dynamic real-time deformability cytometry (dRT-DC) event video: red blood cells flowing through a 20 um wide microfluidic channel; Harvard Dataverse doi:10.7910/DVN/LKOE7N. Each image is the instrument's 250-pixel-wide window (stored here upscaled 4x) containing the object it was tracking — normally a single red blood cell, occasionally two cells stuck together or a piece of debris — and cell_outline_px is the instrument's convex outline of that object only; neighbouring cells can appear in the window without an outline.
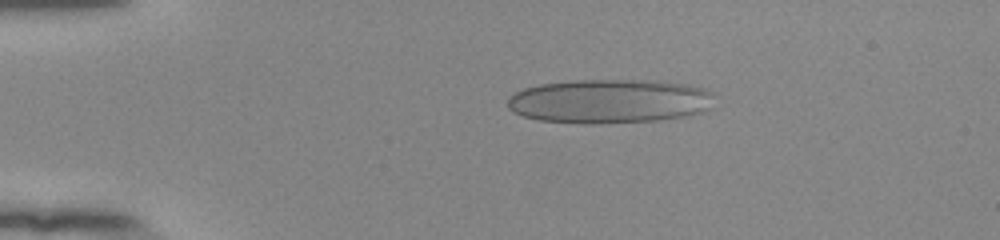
{"species": "human", "species_latin": "Homo sapiens", "temperature_condition": "room temperature", "stored_images_in_passage": 53, "camera_frame_rate_fps": 3000, "um_per_image_px": 0.085, "donor": {"sex": "female"}, "frame": {"image": 1, "passage_image": 11, "time_ms": 3.333, "image_size_px": [1000, 240], "cell_outline_px": [[716, 92], [708, 108], [700, 112], [684, 116], [660, 120], [540, 120], [524, 116], [512, 112], [508, 108], [508, 96], [524, 88], [540, 84], [576, 80], [660, 80], [688, 84], [704, 88]], "centroid_in_image_um": [51.86, 8.53], "position_along_channel_um": 33.1, "area_um2": 51.73}}
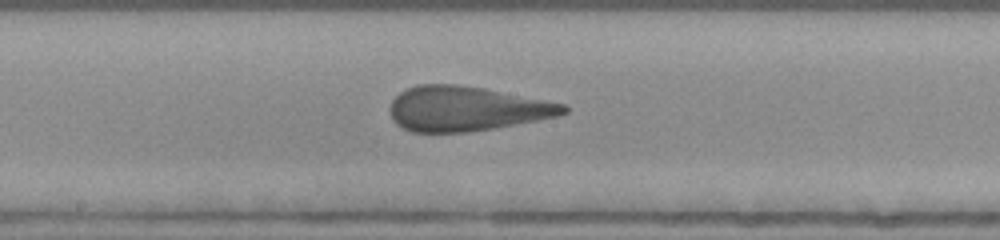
{"frame": {"image": 2, "passage_image": 29, "time_ms": 9.333, "image_size_px": [1000, 240], "cell_outline_px": [[568, 112], [556, 116], [536, 120], [492, 128], [464, 132], [412, 132], [396, 124], [392, 120], [388, 108], [392, 100], [400, 92], [416, 84], [456, 84], [484, 88], [564, 104], [568, 108]], "centroid_in_image_um": [39.57, 9.23], "position_along_channel_um": 208.6, "area_um2": 44.91}}
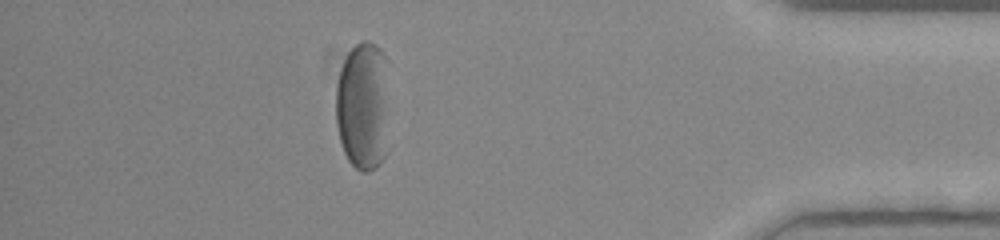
{"frame": {"image": 3, "passage_image": 47, "time_ms": 15.333, "image_size_px": [1000, 240], "cell_outline_px": [[388, 152], [380, 164], [376, 168], [368, 172], [360, 172], [348, 160], [344, 152], [340, 140], [336, 124], [336, 84], [340, 68], [348, 52], [360, 40], [368, 40], [376, 44], [380, 48], [384, 56]], "centroid_in_image_um": [30.83, 9.05], "position_along_channel_um": 404.4, "area_um2": 40.4}, "authors_computed_cell_mechanics": {"area_um2": 46.5868, "velocity_mm_per_s": 3.8754, "shape_relaxation_time_tau1_ms": 8.8323, "shape_relaxation_time_tau2_ms": 0.9537, "deformation_change_tau1": 0.2246, "deformation_change_tau2": 0.086}}